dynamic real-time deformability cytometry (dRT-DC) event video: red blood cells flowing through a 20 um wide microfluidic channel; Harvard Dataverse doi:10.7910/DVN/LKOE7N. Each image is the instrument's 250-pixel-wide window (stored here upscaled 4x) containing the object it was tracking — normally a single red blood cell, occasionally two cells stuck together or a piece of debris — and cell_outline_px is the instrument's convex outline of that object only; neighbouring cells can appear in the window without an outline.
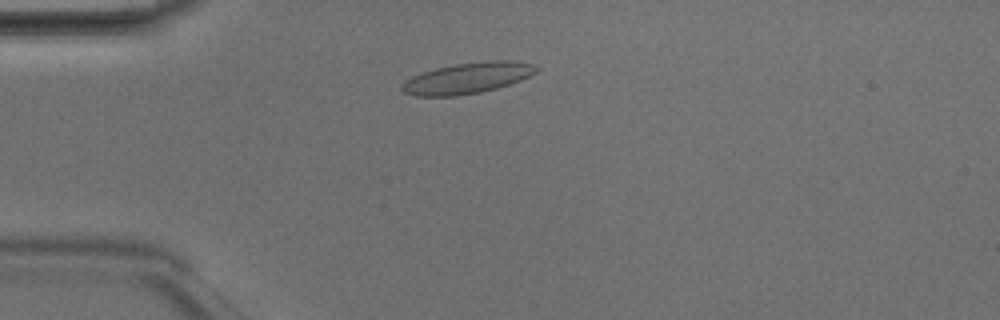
{"species": "Egyptian fruit bat (a non-hibernating species)", "species_latin": "Rousettus aegyptiacus", "temperature_condition": "room temperature", "stored_images_in_passage": 44, "camera_frame_rate_fps": 3000, "um_per_image_px": 0.085, "animal": {"sex": "male"}, "frame": {"image": 1, "passage_image": 8, "time_ms": 2.333, "image_size_px": [1000, 320], "cell_outline_px": [[540, 68], [536, 72], [520, 80], [496, 88], [480, 92], [456, 96], [416, 96], [404, 92], [400, 88], [412, 76], [436, 68], [456, 64], [488, 60], [504, 60], [532, 64]], "centroid_in_image_um": [39.74, 6.64], "position_along_channel_um": 45.3, "area_um2": 23.81}}
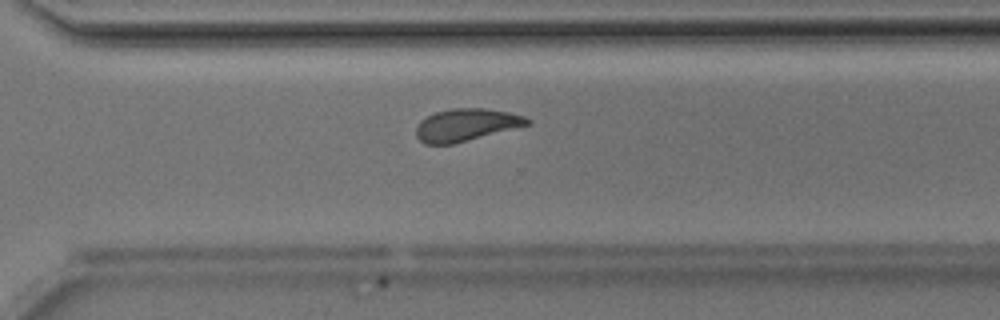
{"frame": {"image": 2, "passage_image": 30, "time_ms": 9.667, "image_size_px": [1000, 320], "cell_outline_px": [[532, 124], [452, 144], [424, 144], [416, 136], [416, 128], [420, 120], [436, 112], [452, 108], [484, 108], [508, 112], [524, 116], [532, 120]], "centroid_in_image_um": [39.64, 10.61], "position_along_channel_um": 331.0, "area_um2": 20.92}}
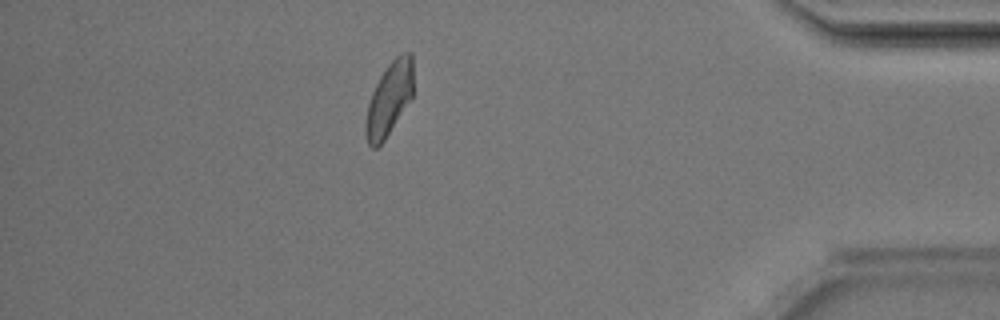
{"frame": {"image": 3, "passage_image": 38, "time_ms": 12.333, "image_size_px": [1000, 320], "cell_outline_px": [[412, 100], [384, 140], [376, 148], [372, 148], [368, 144], [364, 132], [364, 124], [368, 104], [372, 92], [380, 76], [388, 64], [396, 56], [404, 52], [412, 52]], "centroid_in_image_um": [33.07, 8.43], "position_along_channel_um": 402.1, "area_um2": 20.46}, "authors_computed_cell_mechanics": {"area_um2": 21.3571, "velocity_mm_per_s": 4.1838, "shape_relaxation_time_tau1_ms": 4.6449, "shape_relaxation_time_tau2_ms": 1.2228, "deformation_change_tau1": 0.1525, "deformation_change_tau2": 0.0782}}